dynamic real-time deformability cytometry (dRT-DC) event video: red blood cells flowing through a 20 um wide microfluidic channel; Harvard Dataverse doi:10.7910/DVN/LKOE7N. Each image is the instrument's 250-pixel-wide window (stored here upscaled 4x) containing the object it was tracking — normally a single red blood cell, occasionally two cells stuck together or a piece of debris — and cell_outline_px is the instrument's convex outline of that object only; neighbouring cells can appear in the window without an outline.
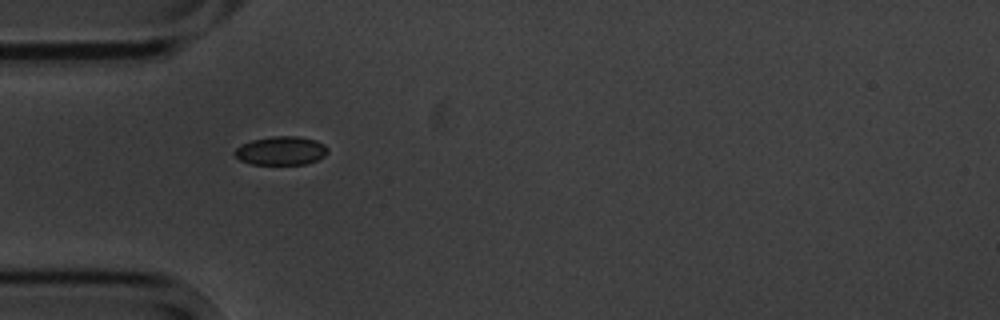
{"species": "common noctule bat (a hibernating species)", "species_latin": "Nyctalus noctula", "temperature_condition": "cold", "stored_images_in_passage": 2, "camera_frame_rate_fps": 3000, "um_per_image_px": 0.085, "animal": {"sex": "male", "body_mass_g": 20.1, "forearm_length_mm": 53.5}, "frame": {"image": 1, "passage_image": 1, "time_ms": 0.0, "image_size_px": [1000, 320], "cell_outline_px": [[328, 152], [324, 156], [308, 164], [252, 164], [240, 160], [232, 152], [240, 144], [252, 140], [272, 136], [300, 136], [316, 140], [324, 144], [328, 148]], "centroid_in_image_um": [23.89, 12.8], "position_along_channel_um": 61.1, "area_um2": 15.66}}
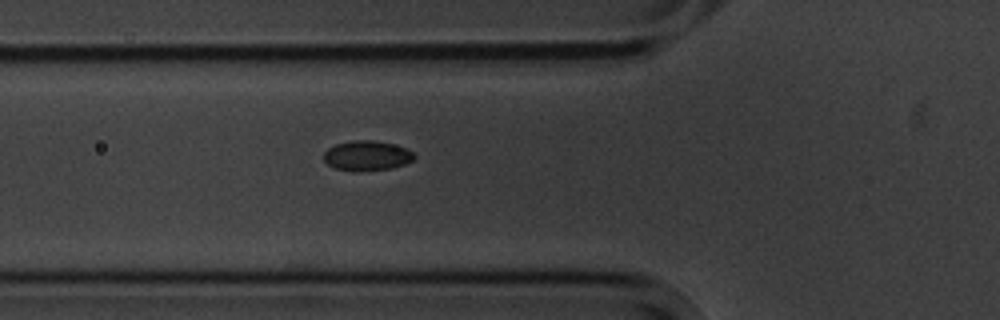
{"frame": {"image": 2, "passage_image": 2, "time_ms": 1.0, "image_size_px": [1000, 320], "cell_outline_px": [[416, 156], [412, 160], [404, 164], [392, 168], [356, 172], [352, 172], [336, 168], [328, 164], [324, 160], [324, 152], [328, 148], [336, 144], [352, 140], [372, 140], [392, 144], [404, 148], [412, 152]], "centroid_in_image_um": [31.16, 13.24], "position_along_channel_um": 94.6, "area_um2": 15.72}}